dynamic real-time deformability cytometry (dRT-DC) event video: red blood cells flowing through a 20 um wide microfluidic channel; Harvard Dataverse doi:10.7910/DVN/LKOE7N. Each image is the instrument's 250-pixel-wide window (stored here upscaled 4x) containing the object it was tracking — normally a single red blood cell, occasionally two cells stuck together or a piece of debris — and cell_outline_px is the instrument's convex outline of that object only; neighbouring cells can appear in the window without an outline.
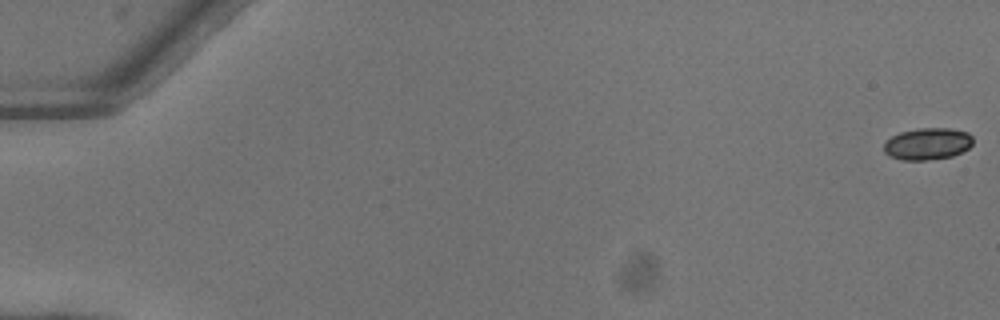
{"species": "common noctule bat (a hibernating species)", "species_latin": "Nyctalus noctula", "temperature_condition": "warm", "stored_images_in_passage": 5, "camera_frame_rate_fps": 3000, "um_per_image_px": 0.085, "animal": {"sex": "female"}, "frame": {"image": 1, "passage_image": 1, "time_ms": 0.0, "image_size_px": [1000, 320], "cell_outline_px": [[972, 144], [968, 148], [952, 156], [924, 160], [900, 160], [888, 156], [884, 152], [884, 144], [892, 136], [900, 132], [916, 128], [948, 128], [968, 132], [972, 136]], "centroid_in_image_um": [78.82, 12.22], "position_along_channel_um": 6.2, "area_um2": 16.53}}